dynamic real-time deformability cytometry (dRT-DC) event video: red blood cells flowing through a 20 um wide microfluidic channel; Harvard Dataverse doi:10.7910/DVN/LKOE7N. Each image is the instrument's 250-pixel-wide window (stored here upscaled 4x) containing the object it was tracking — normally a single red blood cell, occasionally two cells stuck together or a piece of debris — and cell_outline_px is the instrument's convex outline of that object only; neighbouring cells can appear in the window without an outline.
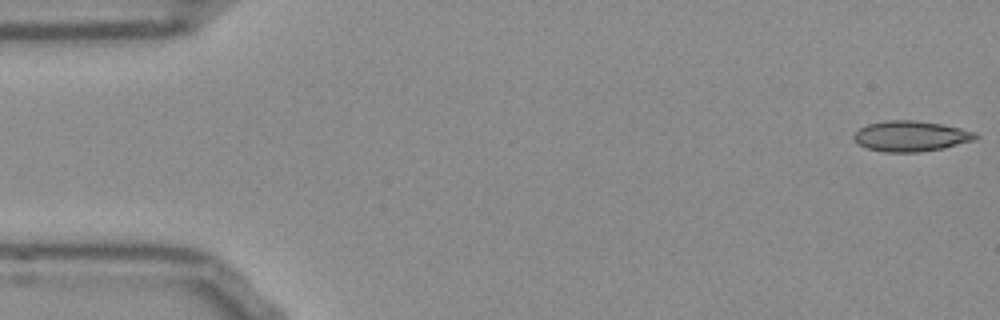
{"species": "Egyptian fruit bat (a non-hibernating species)", "species_latin": "Rousettus aegyptiacus", "temperature_condition": "room temperature", "stored_images_in_passage": 52, "camera_frame_rate_fps": 3000, "um_per_image_px": 0.085, "frame": {"image": 1, "passage_image": 1, "time_ms": 0.0, "image_size_px": [1000, 320], "cell_outline_px": [[980, 136], [976, 140], [944, 148], [920, 152], [884, 152], [868, 148], [860, 144], [852, 136], [860, 128], [868, 124], [884, 120], [916, 120], [940, 124], [960, 128], [976, 132]], "centroid_in_image_um": [77.47, 11.57], "position_along_channel_um": 7.5, "area_um2": 21.68}}
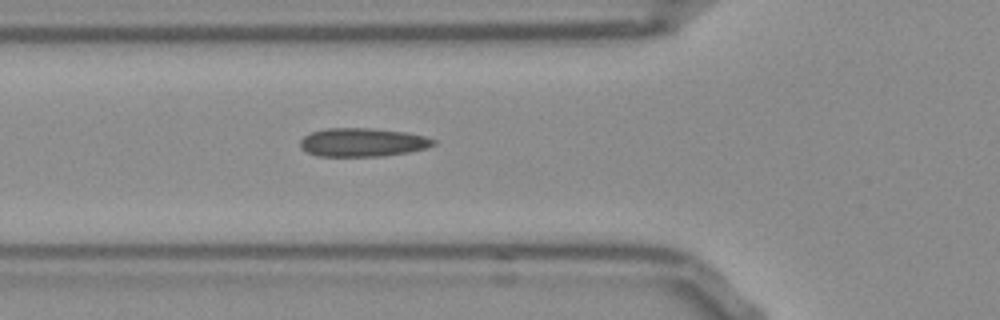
{"frame": {"image": 2, "passage_image": 18, "time_ms": 5.667, "image_size_px": [1000, 320], "cell_outline_px": [[436, 144], [424, 148], [408, 152], [380, 156], [316, 156], [300, 148], [300, 140], [304, 136], [312, 132], [324, 128], [372, 128], [408, 132], [424, 136], [436, 140]], "centroid_in_image_um": [30.8, 12.09], "position_along_channel_um": 95.0, "area_um2": 22.2}}
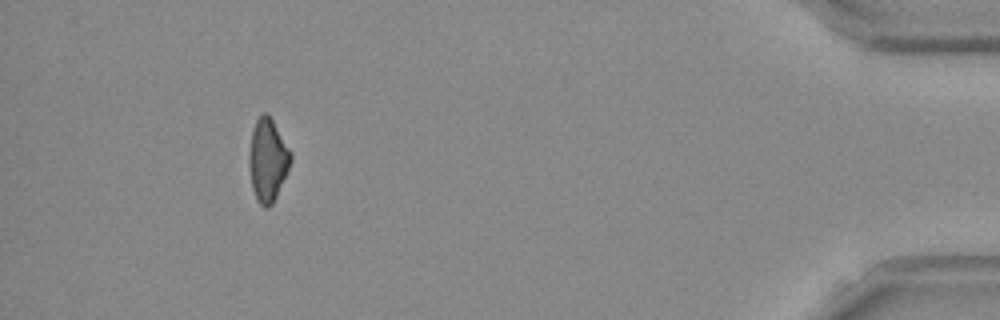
{"frame": {"image": 3, "passage_image": 48, "time_ms": 15.667, "image_size_px": [1000, 320], "cell_outline_px": [[292, 160], [276, 196], [272, 204], [268, 208], [264, 208], [256, 200], [252, 188], [248, 164], [248, 156], [252, 128], [256, 120], [264, 112], [268, 112], [292, 152]], "centroid_in_image_um": [22.74, 13.58], "position_along_channel_um": 412.5, "area_um2": 20.29}, "authors_computed_cell_mechanics": {"area_um2": 21.5016, "velocity_mm_per_s": 3.8411, "shape_relaxation_time_tau1_ms": null, "shape_relaxation_time_tau2_ms": 5.5362, "deformation_change_tau1": null, "deformation_change_tau2": 0.1224}}